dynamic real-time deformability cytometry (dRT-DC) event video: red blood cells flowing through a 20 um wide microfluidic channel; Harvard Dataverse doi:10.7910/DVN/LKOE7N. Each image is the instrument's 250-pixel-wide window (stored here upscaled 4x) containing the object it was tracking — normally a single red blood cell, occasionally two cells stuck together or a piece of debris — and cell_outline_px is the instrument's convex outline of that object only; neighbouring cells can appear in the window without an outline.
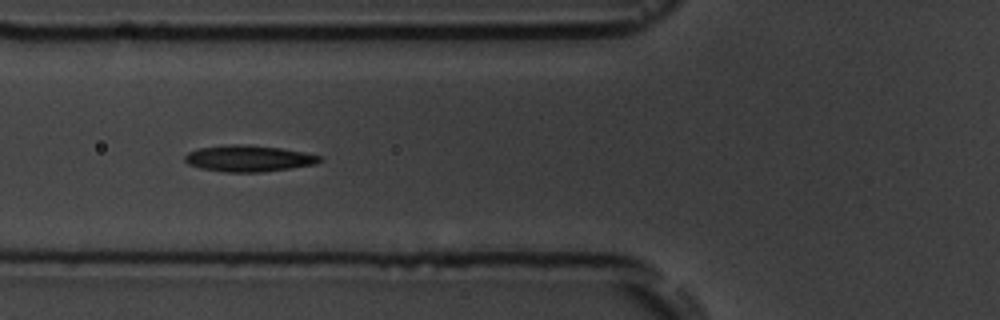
{"species": "common noctule bat (a hibernating species)", "species_latin": "Nyctalus noctula", "temperature_condition": "room temperature", "stored_images_in_passage": 14, "camera_frame_rate_fps": 3000, "um_per_image_px": 0.085, "animal": {"sex": "male", "body_mass_g": 19.5, "forearm_length_mm": 54.6}, "frame": {"image": 1, "passage_image": 5, "time_ms": 5.333, "image_size_px": [1000, 320], "cell_outline_px": [[324, 160], [316, 164], [260, 172], [224, 172], [200, 168], [188, 164], [184, 160], [184, 156], [188, 152], [200, 148], [232, 144], [240, 144], [280, 148], [304, 152], [324, 156]], "centroid_in_image_um": [21.15, 13.47], "position_along_channel_um": 104.6, "area_um2": 20.63}}
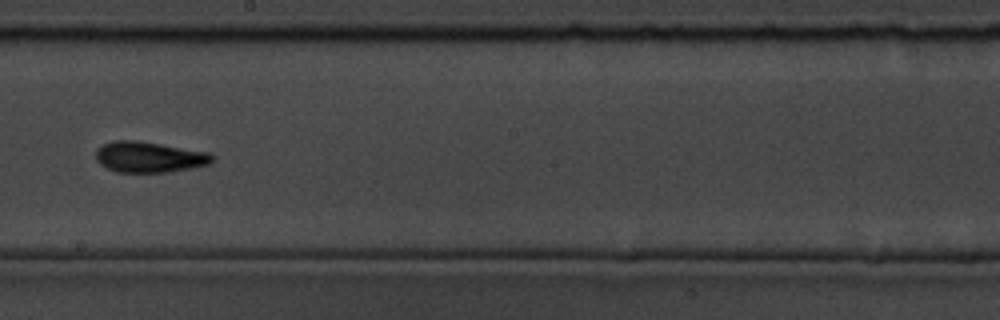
{"frame": {"image": 2, "passage_image": 8, "time_ms": 9.0, "image_size_px": [1000, 320], "cell_outline_px": [[216, 156], [208, 164], [192, 168], [168, 172], [116, 172], [100, 164], [96, 160], [96, 148], [112, 140], [136, 140], [212, 152]], "centroid_in_image_um": [12.7, 13.34], "position_along_channel_um": 235.5, "area_um2": 21.1}}
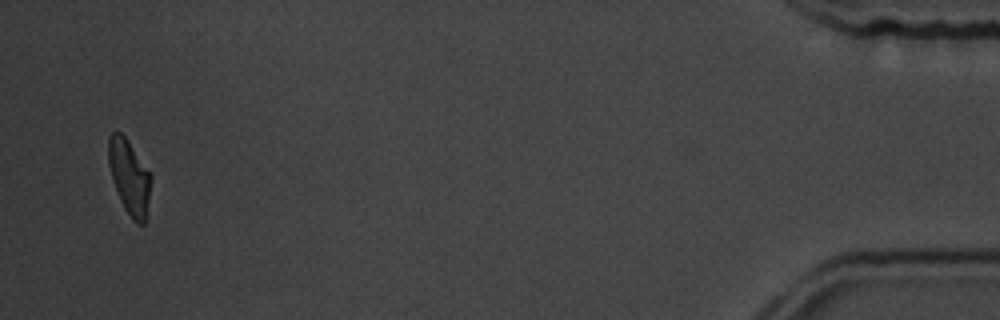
{"frame": {"image": 3, "passage_image": 14, "time_ms": 16.667, "image_size_px": [1000, 320], "cell_outline_px": [[152, 180], [144, 224], [140, 224], [132, 220], [124, 208], [120, 200], [112, 180], [108, 164], [108, 136], [112, 132], [120, 132], [124, 136], [152, 176]], "centroid_in_image_um": [10.97, 15.05], "position_along_channel_um": 424.2, "area_um2": 18.26}, "authors_computed_cell_mechanics": {"area_um2": 19.6231, "velocity_mm_per_s": 3.5682, "shape_relaxation_time_tau1_ms": 7.0388, "shape_relaxation_time_tau2_ms": 2.8495, "deformation_change_tau1": 0.1832, "deformation_change_tau2": 0.0867}}